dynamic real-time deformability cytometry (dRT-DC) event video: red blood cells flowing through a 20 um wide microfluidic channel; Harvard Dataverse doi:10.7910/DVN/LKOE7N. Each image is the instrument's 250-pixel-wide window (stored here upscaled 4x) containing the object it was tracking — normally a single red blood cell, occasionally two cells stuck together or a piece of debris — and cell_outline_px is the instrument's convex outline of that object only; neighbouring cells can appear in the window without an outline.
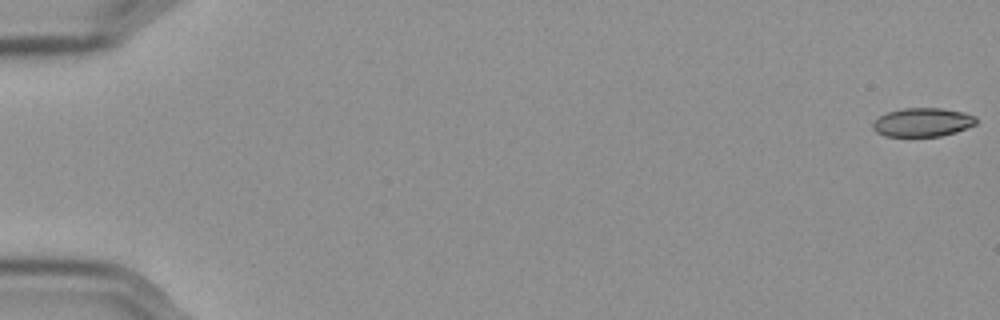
{"species": "Egyptian fruit bat (a non-hibernating species)", "species_latin": "Rousettus aegyptiacus", "temperature_condition": "cold", "stored_images_in_passage": 16, "camera_frame_rate_fps": 3000, "um_per_image_px": 0.085, "frame": {"image": 1, "passage_image": 1, "time_ms": 0.0, "image_size_px": [1000, 320], "cell_outline_px": [[976, 124], [968, 128], [956, 132], [940, 136], [884, 136], [876, 132], [872, 128], [872, 124], [880, 116], [888, 112], [904, 108], [940, 108], [964, 112], [976, 116]], "centroid_in_image_um": [78.44, 10.39], "position_along_channel_um": 6.6, "area_um2": 17.28}}
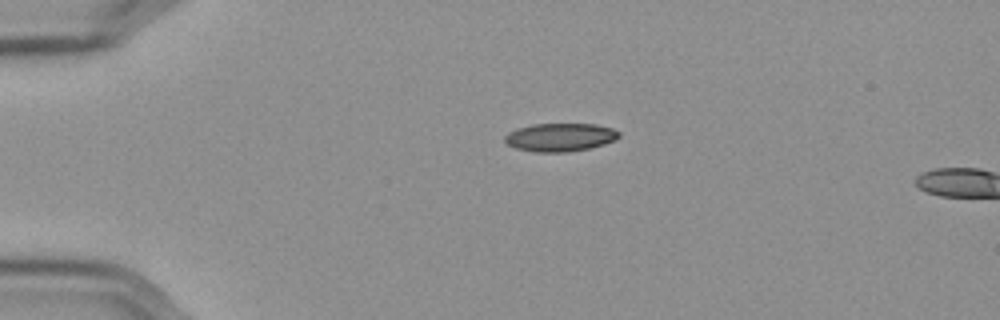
{"frame": {"image": 2, "passage_image": 14, "time_ms": 4.333, "image_size_px": [1000, 320], "cell_outline_px": [[620, 136], [616, 140], [604, 144], [588, 148], [568, 152], [536, 152], [516, 148], [508, 144], [504, 140], [504, 136], [508, 132], [516, 128], [532, 124], [596, 124], [612, 128], [620, 132]], "centroid_in_image_um": [47.61, 11.66], "position_along_channel_um": 37.4, "area_um2": 18.84}}